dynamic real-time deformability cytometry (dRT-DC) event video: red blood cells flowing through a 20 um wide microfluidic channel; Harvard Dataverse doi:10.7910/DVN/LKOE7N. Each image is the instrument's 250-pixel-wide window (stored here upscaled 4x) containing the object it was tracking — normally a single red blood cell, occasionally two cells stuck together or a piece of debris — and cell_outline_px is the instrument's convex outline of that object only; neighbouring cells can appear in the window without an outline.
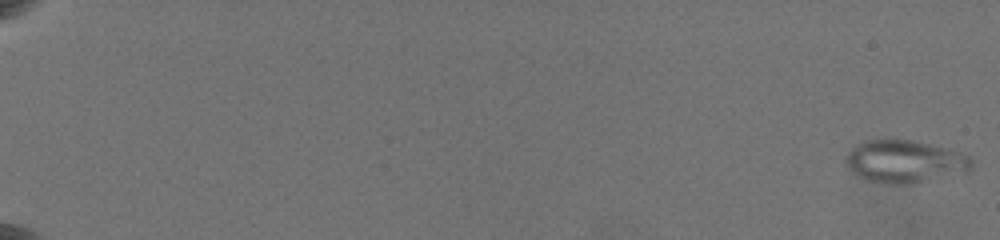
{"species": "common noctule bat (a hibernating species)", "species_latin": "Nyctalus noctula", "temperature_condition": "warm", "stored_images_in_passage": 17, "camera_frame_rate_fps": 3000, "um_per_image_px": 0.085, "animal": {"sex": "female", "body_mass_g": 19.5, "forearm_length_mm": 54.1}, "frame": {"image": 1, "passage_image": 1, "time_ms": 0.0, "image_size_px": [1000, 240], "cell_outline_px": [[972, 168], [968, 172], [924, 180], [900, 184], [880, 184], [864, 180], [856, 176], [844, 164], [844, 156], [856, 144], [864, 140], [912, 140], [948, 148], [972, 156]], "centroid_in_image_um": [76.86, 13.72], "position_along_channel_um": 8.1, "area_um2": 31.5}}
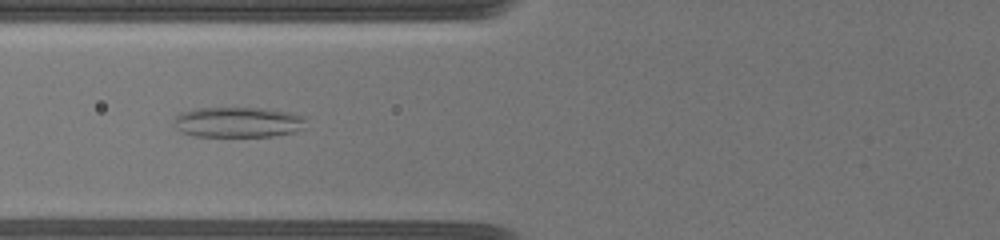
{"frame": {"image": 2, "passage_image": 13, "time_ms": 9.0, "image_size_px": [1000, 240], "cell_outline_px": [[308, 116], [304, 128], [296, 132], [272, 136], [192, 136], [180, 132], [176, 128], [176, 116], [180, 112], [196, 108], [260, 108], [288, 112]], "centroid_in_image_um": [20.28, 10.39], "position_along_channel_um": 105.5, "area_um2": 23.58}}
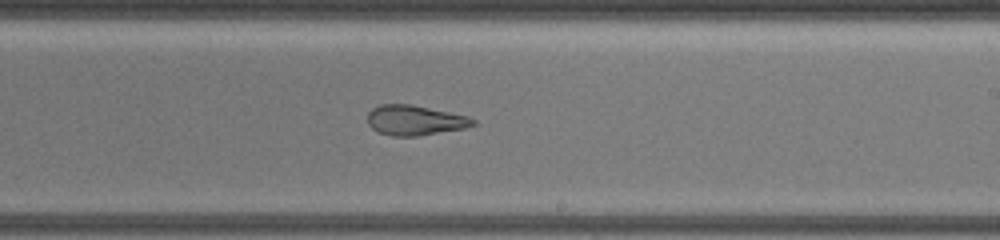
{"frame": {"image": 3, "passage_image": 17, "time_ms": 13.0, "image_size_px": [1000, 240], "cell_outline_px": [[476, 124], [464, 128], [416, 136], [392, 136], [376, 132], [368, 124], [368, 112], [372, 108], [380, 104], [408, 104], [468, 116], [476, 120]], "centroid_in_image_um": [35.23, 10.23], "position_along_channel_um": 253.8, "area_um2": 18.32}}